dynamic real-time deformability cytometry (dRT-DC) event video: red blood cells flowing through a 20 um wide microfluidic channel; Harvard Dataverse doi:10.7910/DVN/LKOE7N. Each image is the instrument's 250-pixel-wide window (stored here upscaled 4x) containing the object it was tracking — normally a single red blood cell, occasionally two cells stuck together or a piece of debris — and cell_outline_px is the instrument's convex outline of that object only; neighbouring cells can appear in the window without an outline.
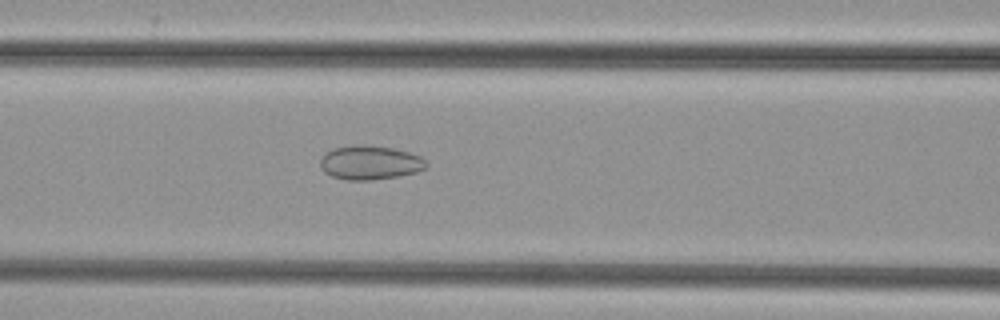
{"species": "common noctule bat (a hibernating species)", "species_latin": "Nyctalus noctula", "temperature_condition": "cold", "stored_images_in_passage": 46, "camera_frame_rate_fps": 3000, "um_per_image_px": 0.085, "animal": {"sex": "female", "body_mass_g": 29.2, "forearm_length_mm": 56.3}, "frame": {"image": 1, "passage_image": 16, "time_ms": 5.0, "image_size_px": [1000, 320], "cell_outline_px": [[428, 164], [424, 168], [416, 172], [396, 176], [372, 180], [344, 180], [332, 176], [324, 172], [320, 168], [320, 156], [332, 148], [392, 148], [408, 152], [420, 156]], "centroid_in_image_um": [31.41, 13.88], "position_along_channel_um": 135.2, "area_um2": 20.17}}
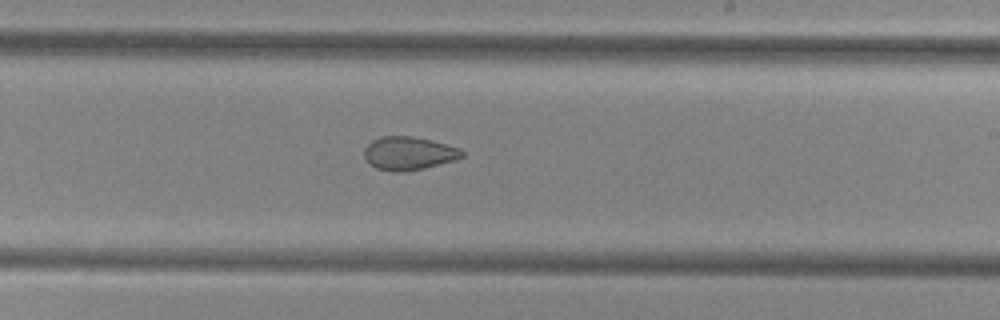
{"frame": {"image": 2, "passage_image": 25, "time_ms": 8.0, "image_size_px": [1000, 320], "cell_outline_px": [[464, 156], [456, 160], [408, 172], [392, 172], [376, 168], [368, 164], [364, 156], [364, 148], [372, 140], [380, 136], [412, 136], [432, 140], [460, 148], [464, 152]], "centroid_in_image_um": [34.73, 13.04], "position_along_channel_um": 254.3, "area_um2": 19.31}}
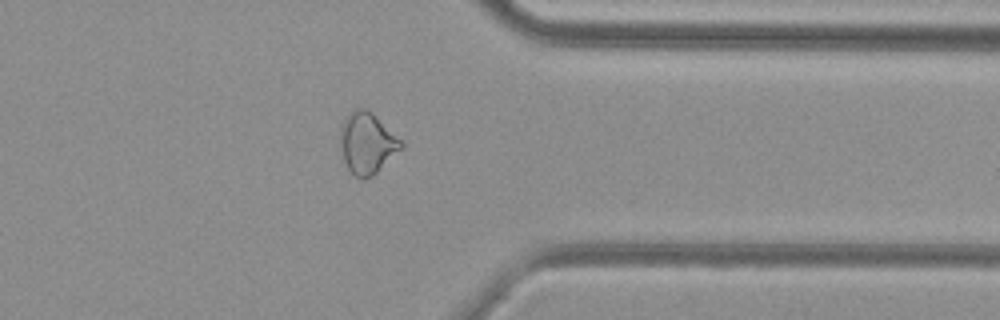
{"frame": {"image": 3, "passage_image": 35, "time_ms": 11.333, "image_size_px": [1000, 320], "cell_outline_px": [[404, 144], [372, 176], [364, 180], [356, 176], [348, 168], [344, 160], [340, 136], [340, 128], [344, 116], [356, 108], [364, 108], [372, 112], [404, 140]], "centroid_in_image_um": [31.21, 12.11], "position_along_channel_um": 380.2, "area_um2": 21.56}}